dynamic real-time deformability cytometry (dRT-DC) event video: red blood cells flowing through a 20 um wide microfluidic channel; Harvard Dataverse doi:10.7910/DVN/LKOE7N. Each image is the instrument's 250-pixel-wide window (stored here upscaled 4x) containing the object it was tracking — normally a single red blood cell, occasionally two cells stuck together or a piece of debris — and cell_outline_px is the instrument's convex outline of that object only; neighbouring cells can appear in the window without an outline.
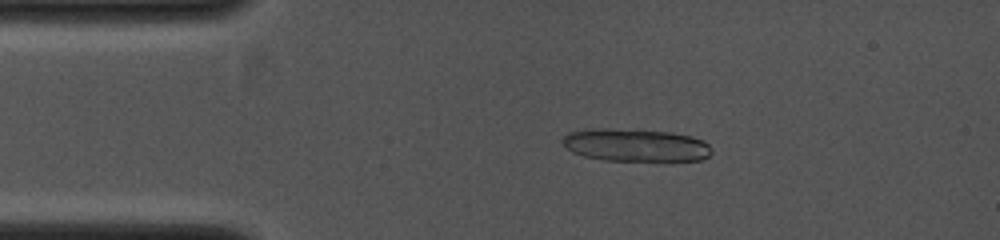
{"species": "common noctule bat (a hibernating species)", "species_latin": "Nyctalus noctula", "temperature_condition": "cold", "stored_images_in_passage": 7, "camera_frame_rate_fps": 4000, "um_per_image_px": 0.085, "animal": {"sex": "female", "body_mass_g": 19.0, "forearm_length_mm": 53.3}, "frame": {"image": 1, "passage_image": 5, "time_ms": 1.0, "image_size_px": [1000, 240], "cell_outline_px": [[712, 152], [708, 156], [700, 160], [604, 160], [584, 156], [572, 152], [560, 140], [568, 132], [592, 128], [608, 128], [672, 132], [704, 140], [712, 148]], "centroid_in_image_um": [54.0, 12.32], "position_along_channel_um": 31.0, "area_um2": 28.32}}